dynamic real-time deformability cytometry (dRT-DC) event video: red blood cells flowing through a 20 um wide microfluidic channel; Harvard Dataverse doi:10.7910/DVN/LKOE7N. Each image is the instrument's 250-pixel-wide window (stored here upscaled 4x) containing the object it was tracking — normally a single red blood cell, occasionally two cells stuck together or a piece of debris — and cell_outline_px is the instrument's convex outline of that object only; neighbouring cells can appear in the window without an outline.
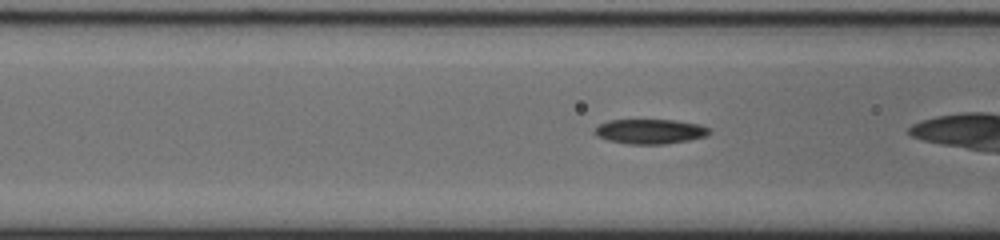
{"species": "common noctule bat (a hibernating species)", "species_latin": "Nyctalus noctula", "temperature_condition": "cold", "stored_images_in_passage": 23, "camera_frame_rate_fps": 3000, "um_per_image_px": 0.085, "animal": {"sex": "male", "body_mass_g": 20.0, "forearm_length_mm": 53.3}, "frame": {"image": 1, "passage_image": 16, "time_ms": 5.0, "image_size_px": [1000, 240], "cell_outline_px": [[712, 132], [708, 136], [688, 140], [664, 144], [628, 144], [608, 140], [596, 136], [592, 132], [600, 124], [608, 120], [676, 120], [700, 124], [708, 128]], "centroid_in_image_um": [55.26, 11.17], "position_along_channel_um": 111.3, "area_um2": 16.65}}